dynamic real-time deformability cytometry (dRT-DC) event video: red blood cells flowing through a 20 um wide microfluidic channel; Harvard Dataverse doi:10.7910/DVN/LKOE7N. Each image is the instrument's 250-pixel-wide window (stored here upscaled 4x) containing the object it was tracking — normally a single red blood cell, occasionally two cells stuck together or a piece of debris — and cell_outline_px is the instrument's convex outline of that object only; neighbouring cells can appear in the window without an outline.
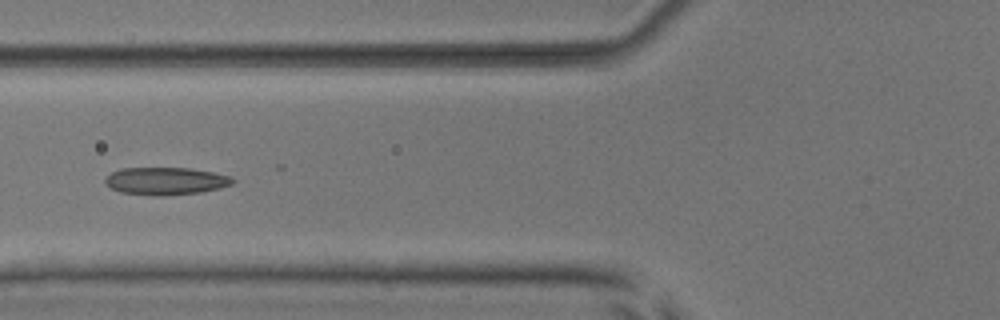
{"species": "common noctule bat (a hibernating species)", "species_latin": "Nyctalus noctula", "temperature_condition": "room temperature", "stored_images_in_passage": 7, "camera_frame_rate_fps": 3000, "um_per_image_px": 0.085, "animal": {"sex": "male", "body_mass_g": 17.9, "forearm_length_mm": 54.2}, "frame": {"image": 1, "passage_image": 6, "time_ms": 6.0, "image_size_px": [1000, 320], "cell_outline_px": [[236, 180], [232, 184], [220, 188], [200, 192], [160, 196], [156, 196], [120, 192], [112, 188], [104, 180], [112, 172], [120, 168], [188, 168], [212, 172], [228, 176]], "centroid_in_image_um": [14.09, 15.39], "position_along_channel_um": 111.7, "area_um2": 20.23}}
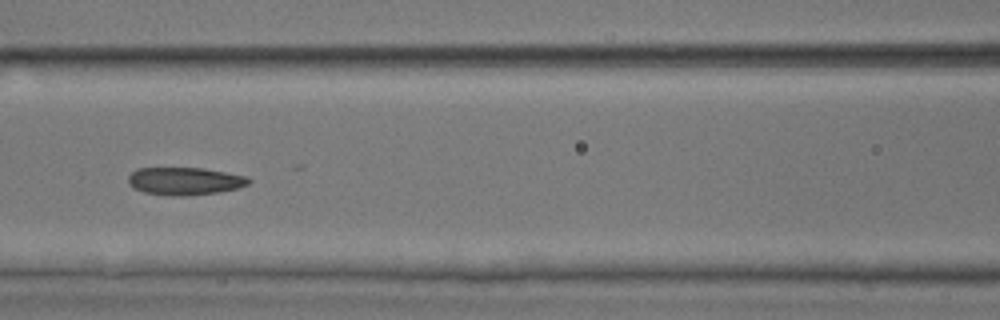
{"frame": {"image": 2, "passage_image": 7, "time_ms": 7.0, "image_size_px": [1000, 320], "cell_outline_px": [[252, 180], [248, 184], [240, 188], [216, 192], [188, 196], [172, 196], [144, 192], [132, 188], [128, 184], [128, 176], [136, 168], [204, 168], [248, 176]], "centroid_in_image_um": [15.71, 15.39], "position_along_channel_um": 150.9, "area_um2": 19.65}}